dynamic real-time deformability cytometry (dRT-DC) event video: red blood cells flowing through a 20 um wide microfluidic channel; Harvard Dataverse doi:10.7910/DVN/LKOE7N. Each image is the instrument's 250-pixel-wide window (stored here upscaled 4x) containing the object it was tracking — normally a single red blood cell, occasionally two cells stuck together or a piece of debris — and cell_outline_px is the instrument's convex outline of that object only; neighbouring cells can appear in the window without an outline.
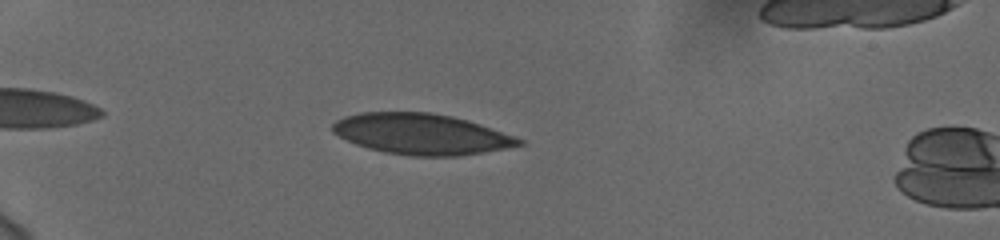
{"species": "human", "species_latin": "Homo sapiens", "temperature_condition": "cold", "stored_images_in_passage": 6, "camera_frame_rate_fps": 3000, "um_per_image_px": 0.085, "donor": {"sex": "female"}, "frame": {"image": 1, "passage_image": 3, "time_ms": 0.667, "image_size_px": [1000, 240], "cell_outline_px": [[524, 144], [484, 152], [460, 156], [412, 156], [388, 152], [368, 148], [356, 144], [332, 132], [332, 124], [336, 120], [344, 116], [360, 112], [432, 112], [452, 116], [468, 120], [516, 136], [524, 140]], "centroid_in_image_um": [35.83, 11.38], "position_along_channel_um": 49.2, "area_um2": 44.27}}